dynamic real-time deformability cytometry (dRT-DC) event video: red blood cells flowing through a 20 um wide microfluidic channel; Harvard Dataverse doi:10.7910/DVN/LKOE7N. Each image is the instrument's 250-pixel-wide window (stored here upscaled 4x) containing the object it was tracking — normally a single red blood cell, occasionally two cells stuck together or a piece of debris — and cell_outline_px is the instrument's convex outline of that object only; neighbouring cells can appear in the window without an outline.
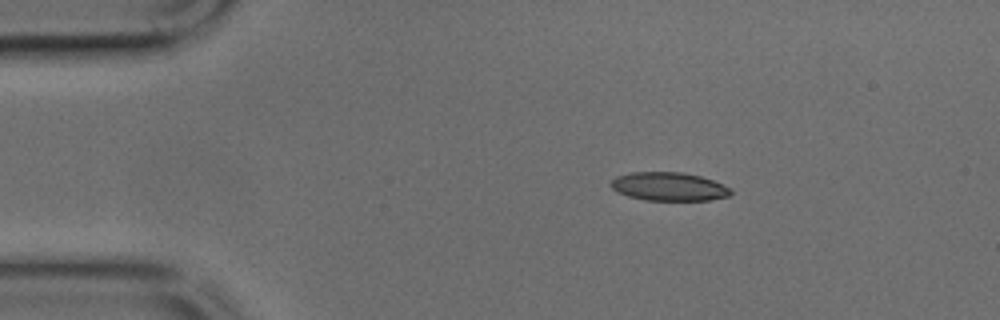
{"species": "common noctule bat (a hibernating species)", "species_latin": "Nyctalus noctula", "temperature_condition": "cold", "stored_images_in_passage": 47, "camera_frame_rate_fps": 3000, "um_per_image_px": 0.085, "animal": {"sex": "male", "body_mass_g": 17.9, "forearm_length_mm": 54.2}, "frame": {"image": 1, "passage_image": 7, "time_ms": 2.0, "image_size_px": [1000, 320], "cell_outline_px": [[732, 192], [728, 196], [708, 200], [644, 200], [628, 196], [616, 192], [608, 184], [616, 176], [628, 172], [680, 172], [700, 176], [712, 180], [728, 188]], "centroid_in_image_um": [56.77, 15.85], "position_along_channel_um": 28.2, "area_um2": 19.83}}
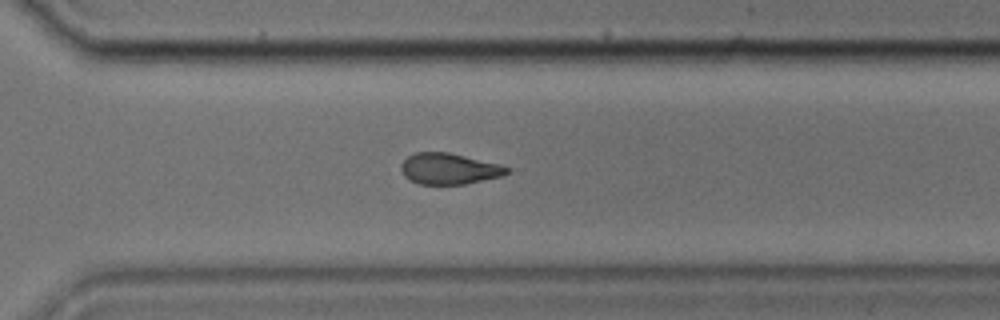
{"frame": {"image": 2, "passage_image": 33, "time_ms": 10.667, "image_size_px": [1000, 320], "cell_outline_px": [[512, 172], [504, 176], [464, 184], [420, 184], [404, 176], [400, 168], [400, 164], [408, 156], [416, 152], [448, 152], [500, 164], [512, 168]], "centroid_in_image_um": [38.23, 14.34], "position_along_channel_um": 332.4, "area_um2": 19.31}}
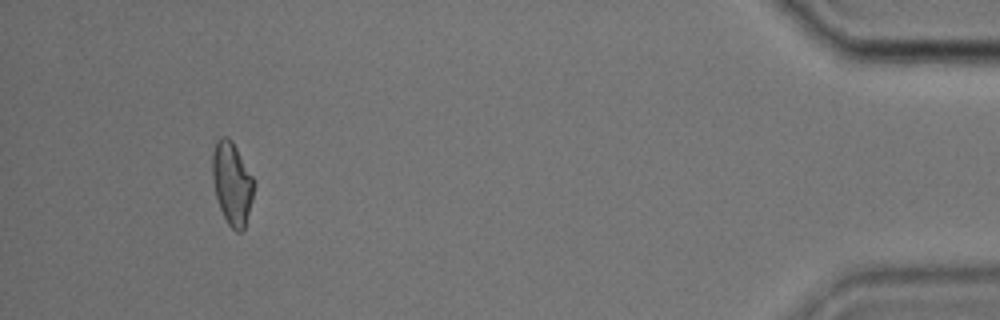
{"frame": {"image": 3, "passage_image": 44, "time_ms": 14.333, "image_size_px": [1000, 320], "cell_outline_px": [[252, 200], [244, 228], [240, 232], [236, 232], [228, 224], [220, 208], [216, 196], [212, 176], [212, 152], [216, 140], [220, 136], [228, 136], [232, 140], [252, 176]], "centroid_in_image_um": [19.69, 15.55], "position_along_channel_um": 415.5, "area_um2": 19.71}}